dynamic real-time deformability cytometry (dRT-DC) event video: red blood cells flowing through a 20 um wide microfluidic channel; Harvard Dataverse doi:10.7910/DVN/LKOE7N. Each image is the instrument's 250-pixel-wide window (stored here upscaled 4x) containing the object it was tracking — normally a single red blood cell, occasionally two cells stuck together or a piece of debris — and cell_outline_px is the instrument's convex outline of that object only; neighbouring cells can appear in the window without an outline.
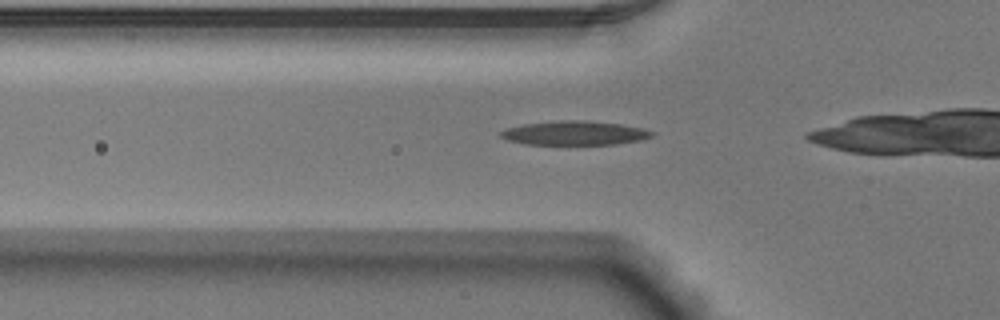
{"species": "Egyptian fruit bat (a non-hibernating species)", "species_latin": "Rousettus aegyptiacus", "temperature_condition": "warm", "stored_images_in_passage": 28, "camera_frame_rate_fps": 3000, "um_per_image_px": 0.085, "animal": {"sex": "male"}, "frame": {"image": 1, "passage_image": 4, "time_ms": 1.0, "image_size_px": [1000, 320], "cell_outline_px": [[656, 132], [652, 136], [640, 140], [616, 144], [524, 144], [508, 140], [500, 136], [496, 132], [508, 128], [524, 124], [560, 120], [580, 120], [620, 124], [644, 128]], "centroid_in_image_um": [48.84, 11.31], "position_along_channel_um": 77.0, "area_um2": 21.15}}
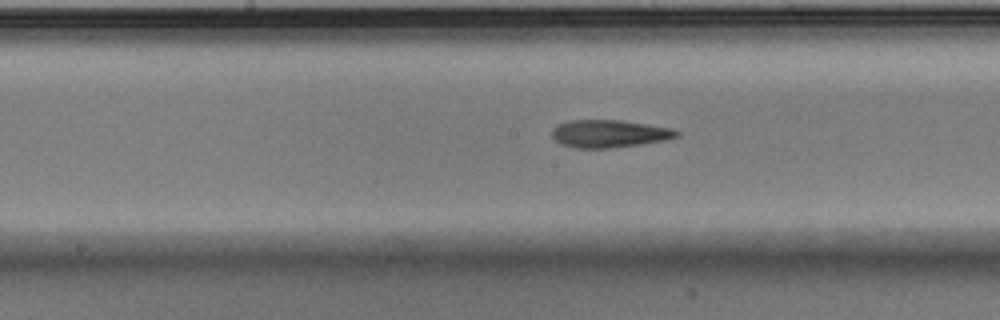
{"frame": {"image": 2, "passage_image": 13, "time_ms": 4.0, "image_size_px": [1000, 320], "cell_outline_px": [[680, 136], [664, 140], [640, 144], [608, 148], [576, 148], [560, 144], [552, 136], [552, 128], [568, 120], [620, 120], [672, 128], [680, 132]], "centroid_in_image_um": [51.78, 11.36], "position_along_channel_um": 196.4, "area_um2": 20.0}}
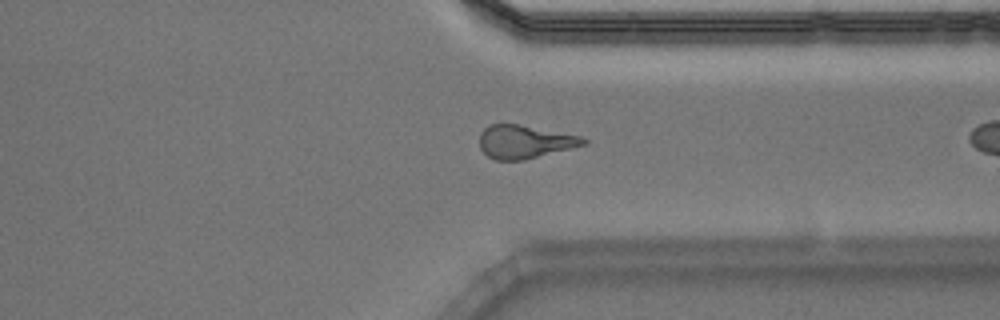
{"frame": {"image": 3, "passage_image": 26, "time_ms": 8.333, "image_size_px": [1000, 320], "cell_outline_px": [[588, 144], [524, 160], [496, 160], [488, 156], [480, 148], [480, 132], [488, 124], [520, 124], [580, 136], [588, 140]], "centroid_in_image_um": [44.59, 12.04], "position_along_channel_um": 366.8, "area_um2": 20.17}}